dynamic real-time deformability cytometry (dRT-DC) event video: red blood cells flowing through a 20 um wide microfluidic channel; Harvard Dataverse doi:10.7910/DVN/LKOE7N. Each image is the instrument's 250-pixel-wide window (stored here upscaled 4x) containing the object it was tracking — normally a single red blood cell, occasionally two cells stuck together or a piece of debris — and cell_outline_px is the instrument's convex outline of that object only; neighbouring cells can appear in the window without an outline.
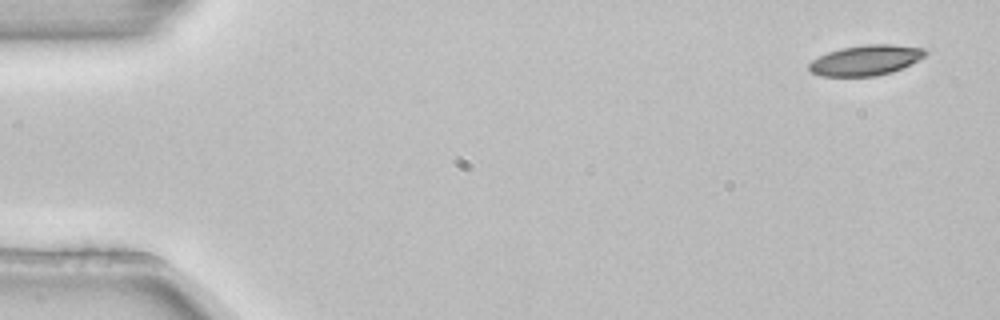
{"species": "common noctule bat (a hibernating species)", "species_latin": "Nyctalus noctula", "temperature_condition": "room temperature", "stored_images_in_passage": 3, "camera_frame_rate_fps": 3000, "um_per_image_px": 0.085, "animal": {"sex": "female", "body_mass_g": 22.7, "forearm_length_mm": 54.2}, "frame": {"image": 1, "passage_image": 1, "time_ms": 0.0, "image_size_px": [1000, 320], "cell_outline_px": [[928, 52], [924, 56], [892, 72], [876, 76], [820, 76], [812, 72], [808, 68], [808, 64], [812, 60], [828, 52], [840, 48], [868, 44], [892, 44], [924, 48]], "centroid_in_image_um": [73.56, 5.11], "position_along_channel_um": 11.4, "area_um2": 20.35}}